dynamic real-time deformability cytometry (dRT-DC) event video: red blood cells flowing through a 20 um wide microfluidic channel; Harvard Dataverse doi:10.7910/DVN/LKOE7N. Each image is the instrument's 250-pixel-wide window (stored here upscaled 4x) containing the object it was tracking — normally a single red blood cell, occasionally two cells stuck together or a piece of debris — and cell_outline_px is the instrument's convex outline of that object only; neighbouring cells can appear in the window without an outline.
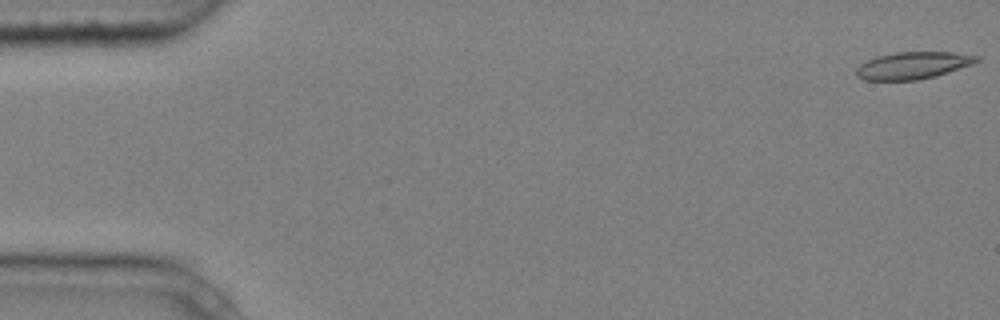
{"species": "common noctule bat (a hibernating species)", "species_latin": "Nyctalus noctula", "temperature_condition": "cold", "stored_images_in_passage": 5, "camera_frame_rate_fps": 3000, "um_per_image_px": 0.085, "animal": {"sex": "male", "body_mass_g": 20.4}, "frame": {"image": 1, "passage_image": 1, "time_ms": 0.0, "image_size_px": [1000, 320], "cell_outline_px": [[980, 60], [972, 64], [936, 76], [916, 80], [864, 80], [856, 76], [856, 68], [860, 64], [876, 56], [896, 52], [952, 52], [980, 56]], "centroid_in_image_um": [77.59, 5.56], "position_along_channel_um": 7.4, "area_um2": 19.02}}